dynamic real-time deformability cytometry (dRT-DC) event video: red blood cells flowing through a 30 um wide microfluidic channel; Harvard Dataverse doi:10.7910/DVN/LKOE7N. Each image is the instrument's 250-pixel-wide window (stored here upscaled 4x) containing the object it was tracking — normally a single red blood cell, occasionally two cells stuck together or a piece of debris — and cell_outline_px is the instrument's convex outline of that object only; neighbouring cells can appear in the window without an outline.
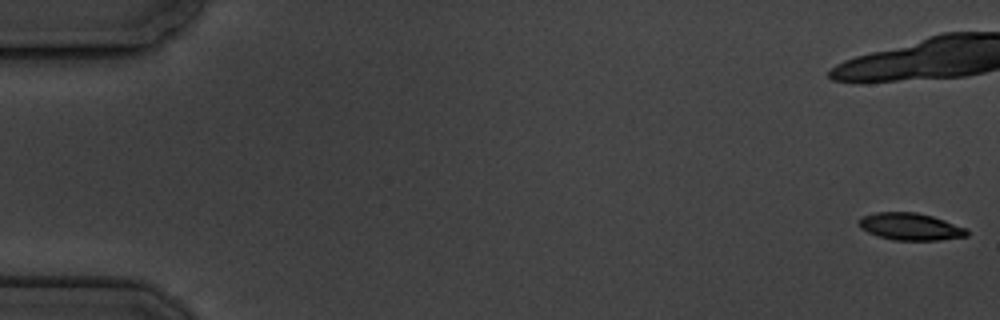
{"species": "common noctule bat (a hibernating species)", "species_latin": "Nyctalus noctula", "temperature_condition": "cold", "stored_images_in_passage": 8, "camera_frame_rate_fps": 3000, "um_per_image_px": 0.085, "animal": {"sex": "male", "body_mass_g": 19.5, "forearm_length_mm": 54.6}, "frame": {"image": 1, "passage_image": 1, "time_ms": 0.0, "image_size_px": [1000, 320], "cell_outline_px": [[968, 236], [940, 240], [892, 240], [876, 236], [860, 228], [860, 216], [876, 212], [916, 212], [932, 216], [968, 228]], "centroid_in_image_um": [77.39, 19.26], "position_along_channel_um": 7.6, "area_um2": 17.22}}